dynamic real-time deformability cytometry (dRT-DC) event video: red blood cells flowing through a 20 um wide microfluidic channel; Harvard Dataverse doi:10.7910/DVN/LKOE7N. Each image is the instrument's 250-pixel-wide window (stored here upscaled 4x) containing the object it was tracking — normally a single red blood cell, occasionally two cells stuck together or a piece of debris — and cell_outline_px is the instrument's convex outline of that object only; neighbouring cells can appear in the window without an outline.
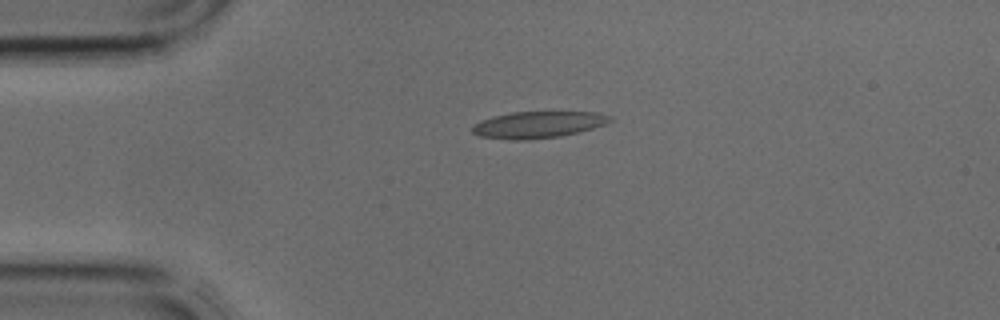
{"species": "common noctule bat (a hibernating species)", "species_latin": "Nyctalus noctula", "temperature_condition": "cold", "stored_images_in_passage": 3, "camera_frame_rate_fps": 3000, "um_per_image_px": 0.085, "animal": {"sex": "male", "body_mass_g": 17.9, "forearm_length_mm": 54.2}, "frame": {"image": 1, "passage_image": 3, "time_ms": 0.667, "image_size_px": [1000, 320], "cell_outline_px": [[612, 120], [604, 124], [580, 132], [560, 136], [528, 140], [512, 140], [480, 136], [472, 132], [472, 124], [480, 120], [492, 116], [512, 112], [596, 112], [612, 116]], "centroid_in_image_um": [45.7, 10.6], "position_along_channel_um": 39.3, "area_um2": 21.44}}